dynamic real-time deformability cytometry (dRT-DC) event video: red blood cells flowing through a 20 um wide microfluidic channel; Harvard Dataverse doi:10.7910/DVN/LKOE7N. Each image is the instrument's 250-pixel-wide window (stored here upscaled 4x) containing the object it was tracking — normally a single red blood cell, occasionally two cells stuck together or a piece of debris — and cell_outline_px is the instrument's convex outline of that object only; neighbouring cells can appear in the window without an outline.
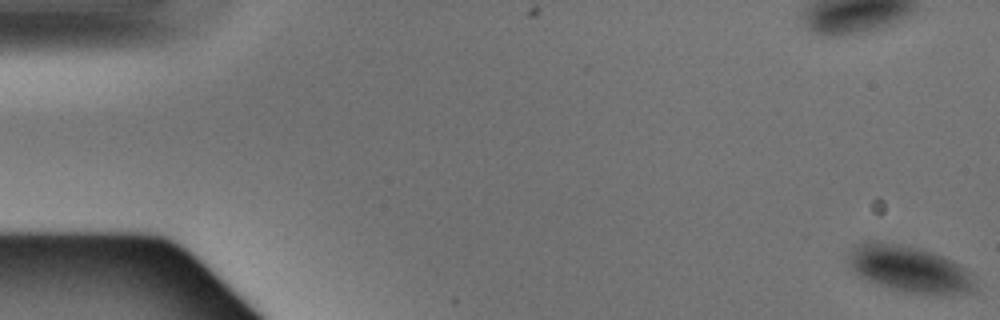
{"species": "Egyptian fruit bat (a non-hibernating species)", "species_latin": "Rousettus aegyptiacus", "temperature_condition": "warm", "stored_images_in_passage": 5, "camera_frame_rate_fps": 3000, "um_per_image_px": 0.085, "animal": {"sex": "male"}, "frame": {"image": 1, "passage_image": 1, "time_ms": 0.0, "image_size_px": [1000, 320], "cell_outline_px": [[976, 288], [972, 292], [936, 296], [908, 292], [892, 288], [868, 280], [852, 272], [844, 260], [852, 244], [864, 240], [872, 240], [904, 244], [920, 248], [932, 252], [960, 264], [964, 268], [972, 280]], "centroid_in_image_um": [77.18, 22.83], "position_along_channel_um": 7.8, "area_um2": 34.97}}
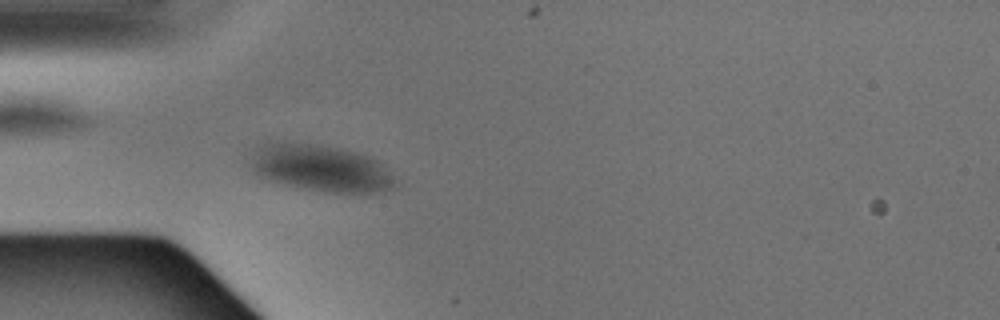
{"frame": {"image": 2, "passage_image": 5, "time_ms": 1.333, "image_size_px": [1000, 320], "cell_outline_px": [[392, 184], [388, 188], [372, 192], [332, 192], [300, 188], [268, 180], [260, 176], [248, 164], [252, 148], [260, 144], [284, 140], [340, 148], [368, 156], [376, 160], [384, 168], [392, 180]], "centroid_in_image_um": [27.06, 14.24], "position_along_channel_um": 57.9, "area_um2": 39.07}}